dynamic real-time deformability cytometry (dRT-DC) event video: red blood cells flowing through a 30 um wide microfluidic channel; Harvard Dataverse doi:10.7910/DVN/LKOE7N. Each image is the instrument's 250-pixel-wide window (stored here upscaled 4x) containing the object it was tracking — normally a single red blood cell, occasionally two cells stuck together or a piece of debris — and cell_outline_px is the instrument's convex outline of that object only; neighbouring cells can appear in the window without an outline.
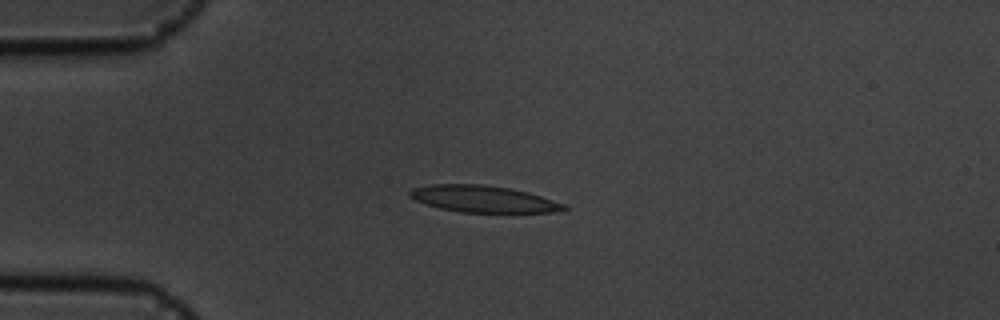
{"species": "common noctule bat (a hibernating species)", "species_latin": "Nyctalus noctula", "temperature_condition": "cold", "stored_images_in_passage": 6, "camera_frame_rate_fps": 3000, "um_per_image_px": 0.085, "animal": {"sex": "male", "body_mass_g": 19.5, "forearm_length_mm": 54.6}, "frame": {"image": 1, "passage_image": 3, "time_ms": 2.333, "image_size_px": [1000, 320], "cell_outline_px": [[568, 208], [564, 212], [460, 212], [440, 208], [416, 200], [408, 196], [408, 192], [412, 188], [432, 184], [484, 184], [508, 188], [528, 192], [564, 204]], "centroid_in_image_um": [41.08, 16.91], "position_along_channel_um": 43.9, "area_um2": 23.87}}
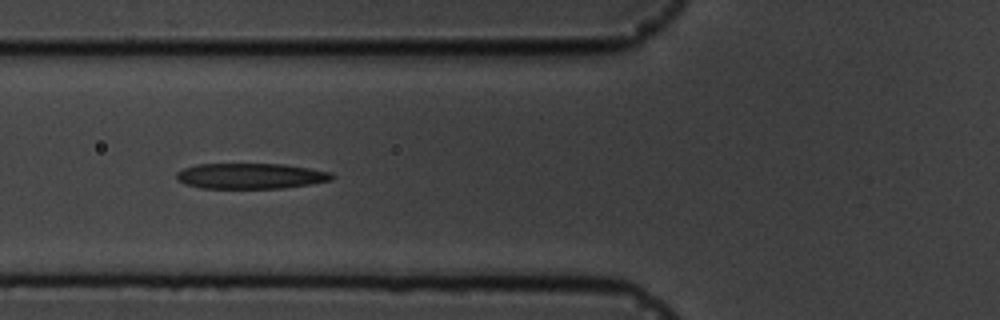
{"frame": {"image": 2, "passage_image": 5, "time_ms": 4.667, "image_size_px": [1000, 320], "cell_outline_px": [[336, 176], [332, 180], [284, 188], [200, 188], [184, 184], [176, 180], [176, 172], [184, 168], [196, 164], [284, 164], [332, 172]], "centroid_in_image_um": [21.28, 14.96], "position_along_channel_um": 104.5, "area_um2": 23.29}}
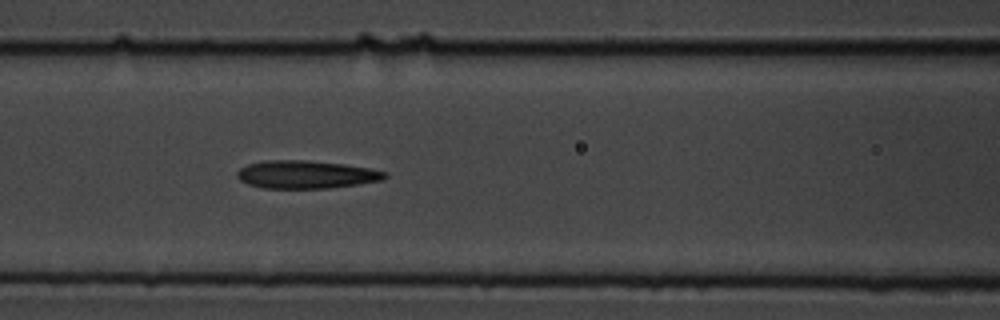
{"frame": {"image": 3, "passage_image": 6, "time_ms": 5.667, "image_size_px": [1000, 320], "cell_outline_px": [[388, 176], [384, 180], [328, 188], [264, 188], [248, 184], [240, 180], [236, 176], [236, 172], [240, 168], [248, 164], [268, 160], [304, 160], [344, 164], [368, 168], [388, 172]], "centroid_in_image_um": [26.02, 14.83], "position_along_channel_um": 140.6, "area_um2": 23.99}}